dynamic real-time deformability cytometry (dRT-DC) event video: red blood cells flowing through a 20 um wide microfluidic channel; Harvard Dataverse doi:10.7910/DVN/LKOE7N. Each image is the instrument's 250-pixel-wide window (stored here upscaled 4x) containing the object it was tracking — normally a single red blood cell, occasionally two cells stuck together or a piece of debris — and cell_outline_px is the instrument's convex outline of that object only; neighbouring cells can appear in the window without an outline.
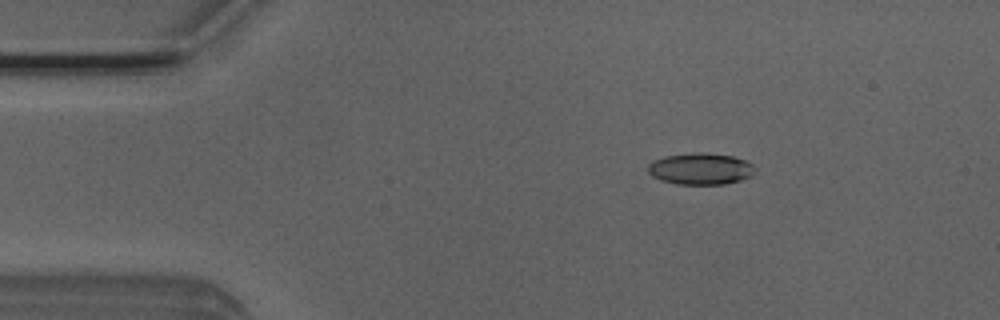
{"species": "Egyptian fruit bat (a non-hibernating species)", "species_latin": "Rousettus aegyptiacus", "temperature_condition": "room temperature", "stored_images_in_passage": 5, "camera_frame_rate_fps": 3000, "um_per_image_px": 0.085, "animal": {"sex": "male"}, "frame": {"image": 1, "passage_image": 3, "time_ms": 0.667, "image_size_px": [1000, 320], "cell_outline_px": [[756, 168], [752, 176], [740, 180], [724, 184], [676, 184], [660, 180], [652, 176], [648, 172], [648, 164], [652, 160], [664, 156], [732, 156], [744, 160], [752, 164]], "centroid_in_image_um": [59.53, 14.41], "position_along_channel_um": 25.5, "area_um2": 18.73}}